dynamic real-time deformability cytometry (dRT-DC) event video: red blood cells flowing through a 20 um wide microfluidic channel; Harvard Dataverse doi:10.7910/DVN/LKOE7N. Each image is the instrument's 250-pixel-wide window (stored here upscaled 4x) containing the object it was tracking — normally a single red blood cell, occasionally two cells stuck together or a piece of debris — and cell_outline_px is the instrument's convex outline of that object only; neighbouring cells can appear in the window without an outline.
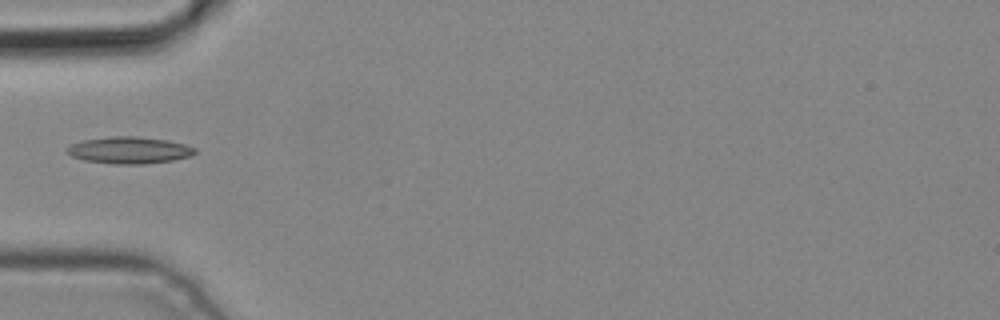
{"species": "common noctule bat (a hibernating species)", "species_latin": "Nyctalus noctula", "temperature_condition": "cold", "stored_images_in_passage": 2, "camera_frame_rate_fps": 3000, "um_per_image_px": 0.085, "animal": {"sex": "male", "body_mass_g": 19.2, "forearm_length_mm": 51.8}, "frame": {"image": 1, "passage_image": 2, "time_ms": 0.333, "image_size_px": [1000, 320], "cell_outline_px": [[196, 152], [192, 156], [172, 160], [144, 164], [116, 164], [84, 160], [72, 156], [64, 152], [64, 148], [72, 144], [84, 140], [108, 136], [136, 136], [168, 140], [184, 144], [196, 148]], "centroid_in_image_um": [10.97, 12.76], "position_along_channel_um": 74.0, "area_um2": 20.11}}